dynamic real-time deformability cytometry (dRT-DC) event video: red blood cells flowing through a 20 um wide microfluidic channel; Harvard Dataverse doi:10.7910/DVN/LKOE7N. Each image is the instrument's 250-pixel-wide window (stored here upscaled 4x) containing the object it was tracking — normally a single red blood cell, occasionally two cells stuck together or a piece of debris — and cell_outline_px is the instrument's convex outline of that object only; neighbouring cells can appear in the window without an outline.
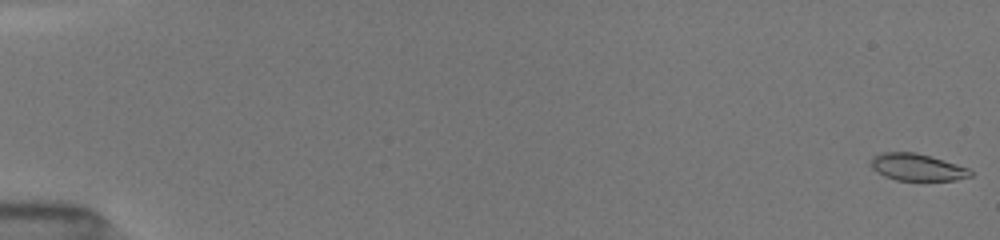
{"species": "common noctule bat (a hibernating species)", "species_latin": "Nyctalus noctula", "temperature_condition": "room temperature", "stored_images_in_passage": 53, "segment_of_instrument_passage": [1, 2], "camera_frame_rate_fps": 3000, "um_per_image_px": 0.085, "animal": {"sex": "female", "body_mass_g": 19.5, "forearm_length_mm": 54.1}, "frame": {"image": 1, "passage_image": 1, "time_ms": 0.0, "image_size_px": [1000, 240], "cell_outline_px": [[972, 176], [956, 180], [896, 180], [884, 176], [872, 168], [872, 156], [880, 152], [916, 152], [956, 164], [968, 168], [972, 172]], "centroid_in_image_um": [77.95, 14.21], "position_along_channel_um": 7.1, "area_um2": 15.55}}
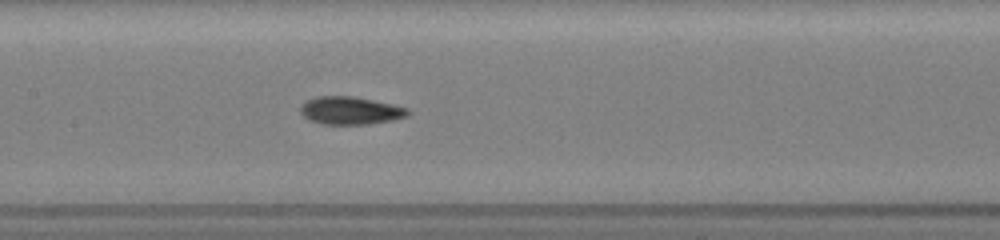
{"frame": {"image": 2, "passage_image": 27, "time_ms": 8.667, "image_size_px": [1000, 240], "cell_outline_px": [[412, 112], [408, 116], [392, 120], [368, 124], [324, 124], [308, 120], [300, 112], [300, 104], [316, 96], [356, 96], [392, 104], [408, 108]], "centroid_in_image_um": [29.79, 9.39], "position_along_channel_um": 177.6, "area_um2": 17.57}}
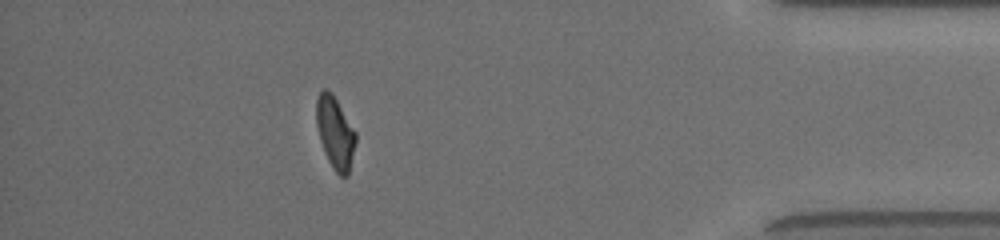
{"frame": {"image": 3, "passage_image": 47, "time_ms": 15.333, "image_size_px": [1000, 240], "cell_outline_px": [[356, 140], [348, 176], [340, 176], [332, 168], [324, 152], [320, 140], [316, 124], [316, 100], [320, 92], [324, 88], [328, 88], [332, 92], [356, 132]], "centroid_in_image_um": [28.48, 11.26], "position_along_channel_um": 406.7, "area_um2": 16.59}}